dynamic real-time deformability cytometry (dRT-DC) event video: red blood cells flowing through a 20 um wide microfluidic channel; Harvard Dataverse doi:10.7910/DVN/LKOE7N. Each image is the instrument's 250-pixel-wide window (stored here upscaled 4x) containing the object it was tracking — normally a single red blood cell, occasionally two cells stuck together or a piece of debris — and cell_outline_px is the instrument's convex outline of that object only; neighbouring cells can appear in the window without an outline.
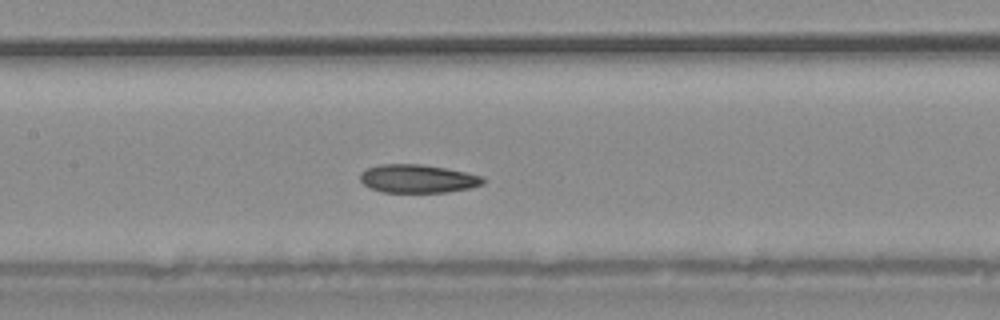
{"species": "common noctule bat (a hibernating species)", "species_latin": "Nyctalus noctula", "temperature_condition": "warm", "stored_images_in_passage": 38, "camera_frame_rate_fps": 3000, "um_per_image_px": 0.085, "animal": {"sex": "male", "body_mass_g": 20.4}, "frame": {"image": 1, "passage_image": 17, "time_ms": 5.333, "image_size_px": [1000, 320], "cell_outline_px": [[484, 184], [468, 188], [448, 192], [380, 192], [364, 184], [360, 180], [360, 172], [368, 168], [380, 164], [420, 164], [444, 168], [484, 176]], "centroid_in_image_um": [35.5, 15.19], "position_along_channel_um": 171.9, "area_um2": 20.17}}